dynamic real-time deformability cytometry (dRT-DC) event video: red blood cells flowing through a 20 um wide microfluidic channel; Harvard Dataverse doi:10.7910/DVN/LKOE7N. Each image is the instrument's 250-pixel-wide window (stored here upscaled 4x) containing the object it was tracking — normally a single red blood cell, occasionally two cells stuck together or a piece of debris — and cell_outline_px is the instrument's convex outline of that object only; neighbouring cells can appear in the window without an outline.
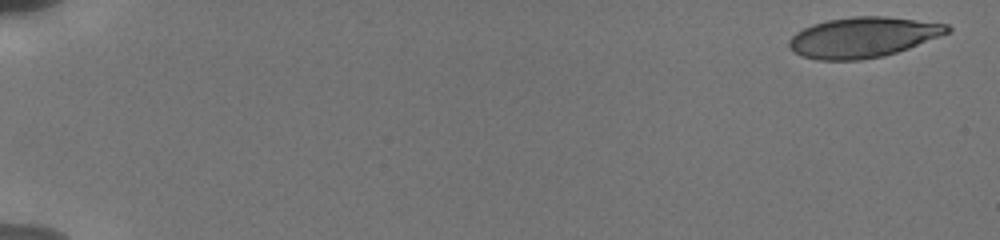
{"species": "human", "species_latin": "Homo sapiens", "temperature_condition": "cold", "stored_images_in_passage": 52, "camera_frame_rate_fps": 3000, "um_per_image_px": 0.085, "donor": {"sex": "male"}, "frame": {"image": 1, "passage_image": 1, "time_ms": 0.0, "image_size_px": [1000, 240], "cell_outline_px": [[952, 32], [908, 48], [884, 56], [860, 60], [816, 60], [800, 56], [792, 52], [788, 48], [788, 40], [796, 32], [812, 24], [828, 20], [852, 16], [888, 16], [948, 24], [952, 28]], "centroid_in_image_um": [73.34, 3.17], "position_along_channel_um": 11.7, "area_um2": 37.57}}
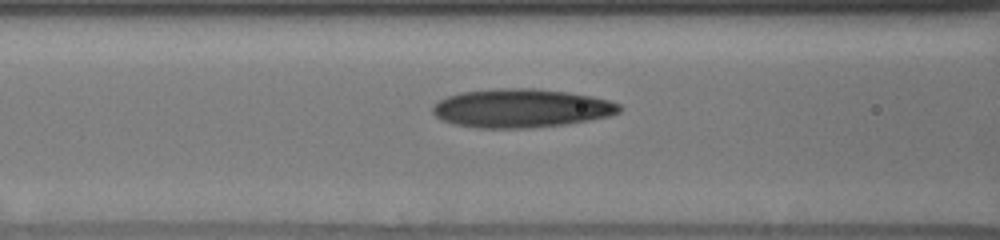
{"frame": {"image": 2, "passage_image": 24, "time_ms": 7.667, "image_size_px": [1000, 240], "cell_outline_px": [[624, 108], [620, 112], [608, 116], [568, 124], [532, 128], [476, 128], [452, 124], [440, 120], [432, 112], [432, 104], [448, 96], [460, 92], [496, 88], [536, 88], [568, 92], [592, 96], [608, 100], [620, 104]], "centroid_in_image_um": [44.28, 9.2], "position_along_channel_um": 122.3, "area_um2": 42.54}}
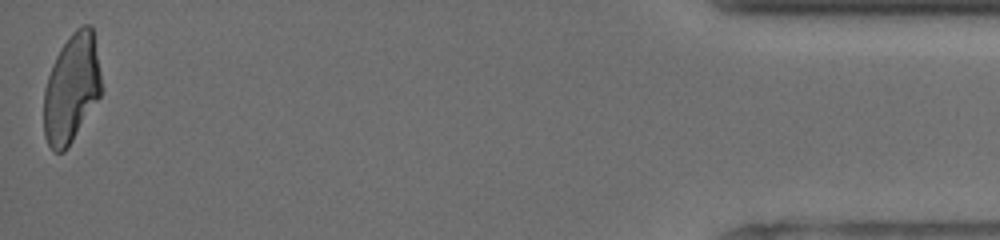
{"frame": {"image": 3, "passage_image": 52, "time_ms": 17.667, "image_size_px": [1000, 240], "cell_outline_px": [[100, 96], [68, 148], [64, 152], [56, 152], [48, 144], [44, 136], [44, 88], [52, 64], [60, 48], [72, 32], [76, 28], [84, 24], [88, 24], [92, 28], [100, 72]], "centroid_in_image_um": [6.05, 7.53], "position_along_channel_um": 429.1, "area_um2": 36.13}, "authors_computed_cell_mechanics": {"area_um2": 39.1595, "velocity_mm_per_s": 3.8323, "shape_relaxation_time_tau1_ms": 7.7912, "shape_relaxation_time_tau2_ms": 2.1069, "deformation_change_tau1": 0.2318, "deformation_change_tau2": 0.1037}}